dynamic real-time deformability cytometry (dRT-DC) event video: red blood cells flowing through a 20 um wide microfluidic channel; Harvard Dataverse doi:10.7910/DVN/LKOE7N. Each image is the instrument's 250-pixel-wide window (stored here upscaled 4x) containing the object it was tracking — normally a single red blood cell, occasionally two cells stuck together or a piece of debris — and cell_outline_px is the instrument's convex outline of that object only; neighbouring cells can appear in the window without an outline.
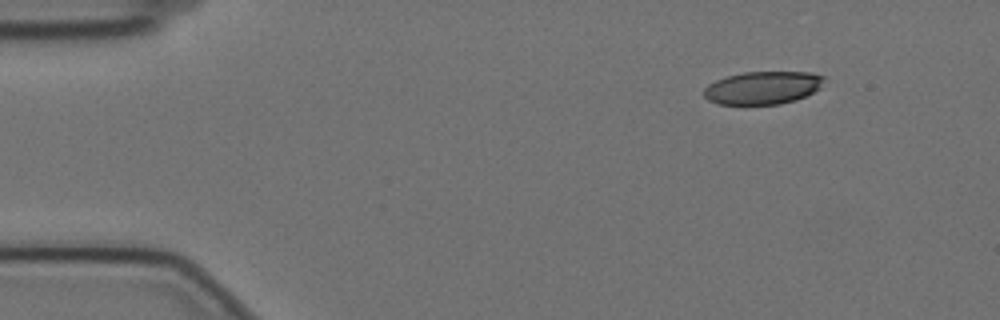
{"species": "Egyptian fruit bat (a non-hibernating species)", "species_latin": "Rousettus aegyptiacus", "temperature_condition": "cold", "stored_images_in_passage": 19, "camera_frame_rate_fps": 3000, "um_per_image_px": 0.085, "animal": {"sex": "female"}, "frame": {"image": 1, "passage_image": 1, "time_ms": 0.0, "image_size_px": [1000, 320], "cell_outline_px": [[828, 76], [820, 88], [796, 100], [780, 104], [716, 104], [708, 100], [704, 96], [704, 88], [708, 84], [716, 80], [728, 76], [744, 72], [812, 72]], "centroid_in_image_um": [64.87, 7.45], "position_along_channel_um": 20.1, "area_um2": 23.18}}
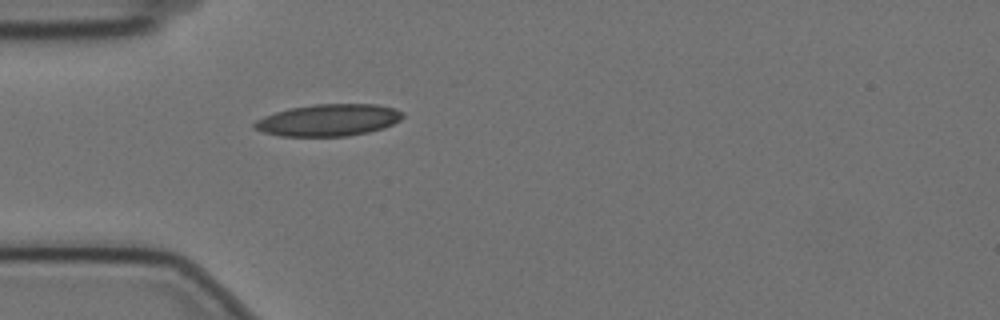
{"frame": {"image": 2, "passage_image": 11, "time_ms": 3.333, "image_size_px": [1000, 320], "cell_outline_px": [[404, 116], [400, 120], [384, 128], [368, 132], [348, 136], [280, 136], [264, 132], [252, 128], [252, 124], [256, 120], [264, 116], [288, 108], [316, 104], [376, 104], [396, 108], [404, 112]], "centroid_in_image_um": [27.93, 10.2], "position_along_channel_um": 57.1, "area_um2": 27.74}}
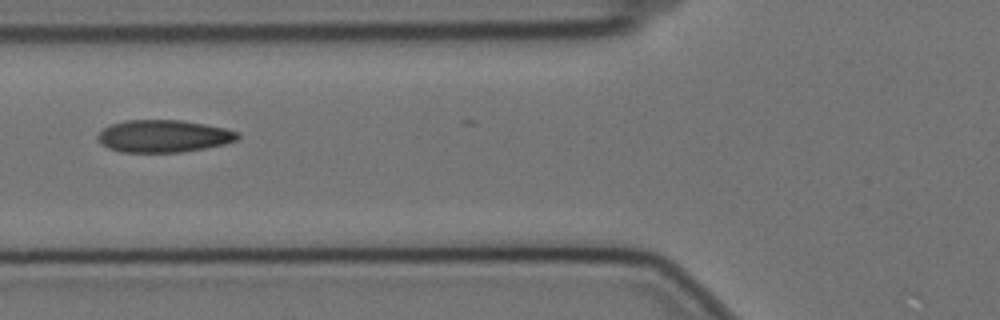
{"frame": {"image": 3, "passage_image": 16, "time_ms": 5.0, "image_size_px": [1000, 320], "cell_outline_px": [[240, 136], [236, 140], [224, 144], [204, 148], [180, 152], [120, 152], [108, 148], [96, 140], [96, 136], [104, 128], [112, 124], [124, 120], [184, 120], [224, 128], [240, 132]], "centroid_in_image_um": [13.88, 11.57], "position_along_channel_um": 111.9, "area_um2": 26.41}}